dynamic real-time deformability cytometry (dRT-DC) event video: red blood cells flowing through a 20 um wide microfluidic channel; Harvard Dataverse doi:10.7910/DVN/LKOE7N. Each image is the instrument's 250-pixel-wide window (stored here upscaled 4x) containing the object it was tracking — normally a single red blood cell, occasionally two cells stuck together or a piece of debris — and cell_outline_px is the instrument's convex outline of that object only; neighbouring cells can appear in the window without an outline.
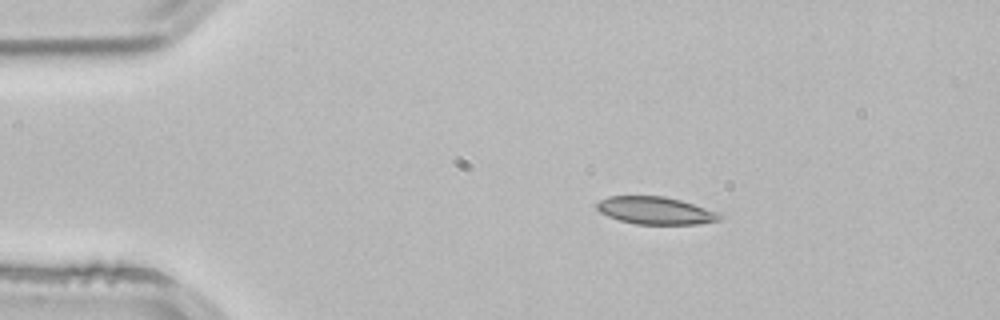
{"species": "common noctule bat (a hibernating species)", "species_latin": "Nyctalus noctula", "temperature_condition": "room temperature", "stored_images_in_passage": 2, "camera_frame_rate_fps": 3000, "um_per_image_px": 0.085, "animal": {"sex": "male", "body_mass_g": 21.5, "forearm_length_mm": 52.0}, "frame": {"image": 1, "passage_image": 1, "time_ms": 0.0, "image_size_px": [1000, 320], "cell_outline_px": [[728, 216], [720, 220], [696, 224], [636, 224], [620, 220], [608, 216], [600, 212], [596, 208], [596, 204], [600, 200], [608, 196], [664, 196], [680, 200], [720, 212]], "centroid_in_image_um": [55.77, 17.9], "position_along_channel_um": 29.2, "area_um2": 19.83}}